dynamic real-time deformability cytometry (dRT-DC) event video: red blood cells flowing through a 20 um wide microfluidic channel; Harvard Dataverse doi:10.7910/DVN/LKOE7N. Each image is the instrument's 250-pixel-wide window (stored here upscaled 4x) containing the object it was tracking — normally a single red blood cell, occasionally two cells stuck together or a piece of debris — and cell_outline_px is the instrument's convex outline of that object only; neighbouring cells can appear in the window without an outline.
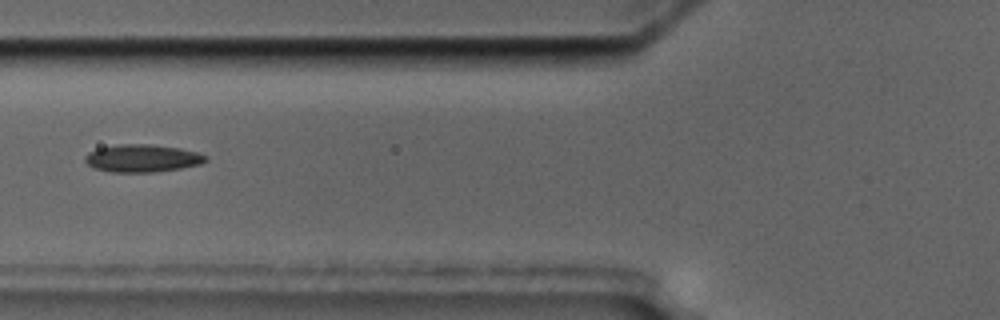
{"species": "common noctule bat (a hibernating species)", "species_latin": "Nyctalus noctula", "temperature_condition": "cold", "stored_images_in_passage": 8, "camera_frame_rate_fps": 3000, "um_per_image_px": 0.085, "animal": {"sex": "male", "body_mass_g": 17.5, "forearm_length_mm": 52.3}, "frame": {"image": 1, "passage_image": 3, "time_ms": 2.0, "image_size_px": [1000, 320], "cell_outline_px": [[208, 160], [200, 164], [180, 168], [156, 172], [112, 172], [92, 168], [84, 160], [84, 156], [88, 152], [96, 148], [116, 144], [152, 144], [180, 148], [196, 152], [208, 156]], "centroid_in_image_um": [12.06, 13.44], "position_along_channel_um": 113.7, "area_um2": 19.65}}
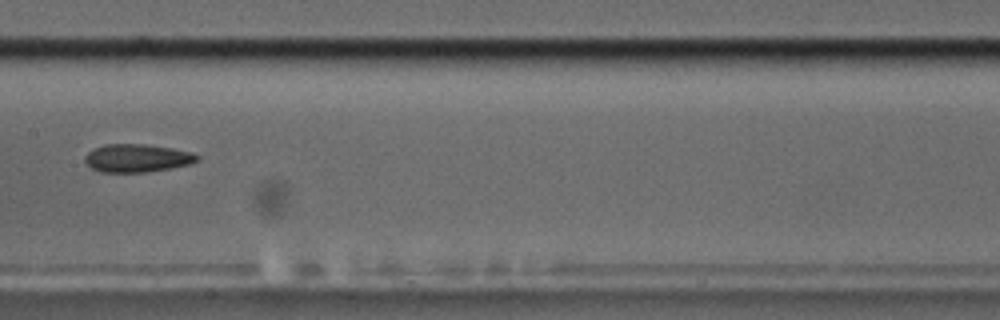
{"frame": {"image": 2, "passage_image": 5, "time_ms": 4.333, "image_size_px": [1000, 320], "cell_outline_px": [[200, 160], [192, 164], [172, 168], [148, 172], [100, 172], [92, 168], [84, 160], [84, 156], [88, 152], [104, 144], [140, 144], [172, 148], [192, 152], [200, 156]], "centroid_in_image_um": [11.7, 13.45], "position_along_channel_um": 195.7, "area_um2": 18.44}}
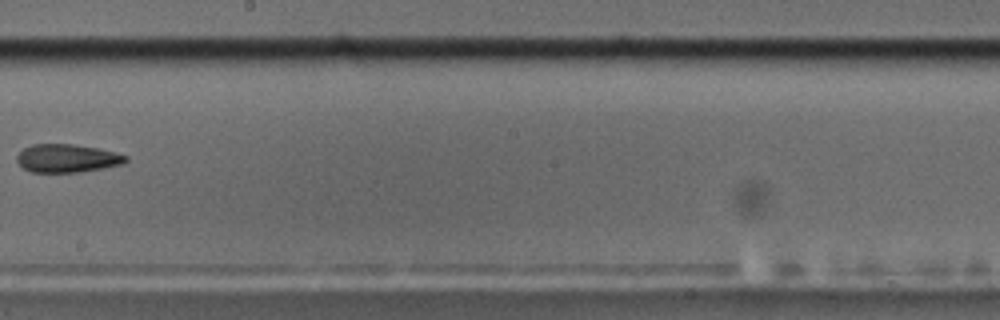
{"frame": {"image": 3, "passage_image": 6, "time_ms": 5.667, "image_size_px": [1000, 320], "cell_outline_px": [[128, 160], [124, 164], [104, 168], [80, 172], [32, 172], [24, 168], [16, 160], [16, 156], [24, 148], [32, 144], [72, 144], [96, 148], [128, 156]], "centroid_in_image_um": [5.71, 13.46], "position_along_channel_um": 242.5, "area_um2": 17.8}}